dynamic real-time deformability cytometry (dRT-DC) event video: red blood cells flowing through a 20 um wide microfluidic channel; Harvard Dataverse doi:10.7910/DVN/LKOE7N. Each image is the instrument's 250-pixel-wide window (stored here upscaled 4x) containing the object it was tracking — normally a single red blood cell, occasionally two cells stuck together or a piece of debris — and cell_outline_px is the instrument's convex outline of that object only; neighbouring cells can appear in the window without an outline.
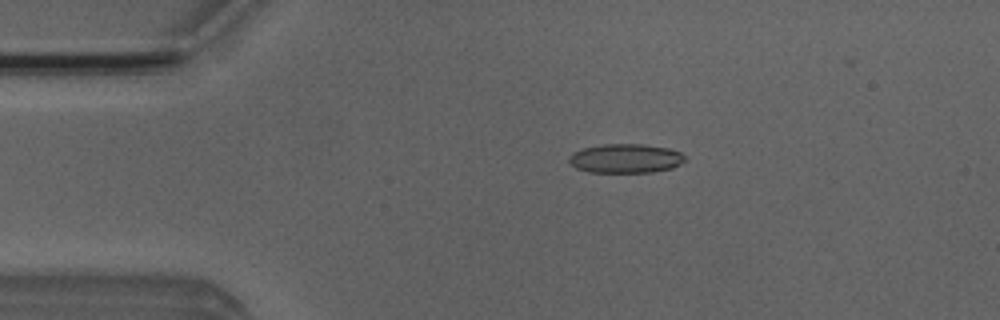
{"species": "Egyptian fruit bat (a non-hibernating species)", "species_latin": "Rousettus aegyptiacus", "temperature_condition": "room temperature", "stored_images_in_passage": 4, "camera_frame_rate_fps": 3000, "um_per_image_px": 0.085, "animal": {"sex": "male"}, "frame": {"image": 1, "passage_image": 2, "time_ms": 2.0, "image_size_px": [1000, 320], "cell_outline_px": [[684, 160], [680, 164], [672, 168], [652, 172], [588, 172], [576, 168], [568, 160], [568, 156], [572, 152], [580, 148], [604, 144], [644, 144], [668, 148], [680, 152], [684, 156]], "centroid_in_image_um": [53.13, 13.46], "position_along_channel_um": 31.9, "area_um2": 19.77}}